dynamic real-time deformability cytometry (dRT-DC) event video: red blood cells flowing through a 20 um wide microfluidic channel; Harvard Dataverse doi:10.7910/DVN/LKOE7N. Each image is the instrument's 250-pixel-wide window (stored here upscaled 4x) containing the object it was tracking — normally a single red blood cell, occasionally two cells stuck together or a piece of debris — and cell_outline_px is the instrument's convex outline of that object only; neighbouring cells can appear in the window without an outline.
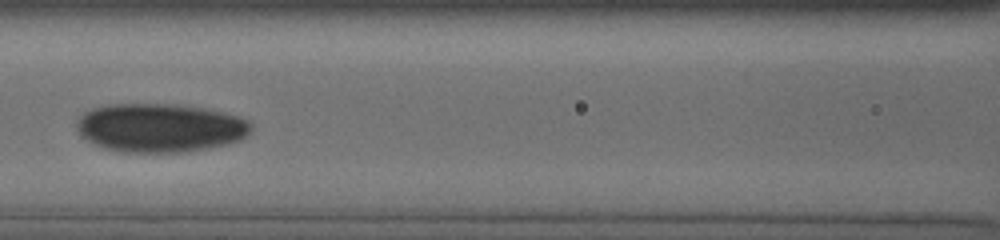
{"species": "human", "species_latin": "Homo sapiens", "temperature_condition": "cold", "stored_images_in_passage": 10, "camera_frame_rate_fps": 3000, "um_per_image_px": 0.085, "donor": {"sex": "male"}, "frame": {"image": 1, "passage_image": 9, "time_ms": 4.333, "image_size_px": [1000, 240], "cell_outline_px": [[252, 128], [240, 140], [228, 144], [208, 148], [184, 152], [124, 152], [104, 148], [92, 144], [80, 136], [76, 128], [76, 120], [84, 112], [96, 108], [112, 104], [164, 104], [204, 108], [236, 116], [248, 120], [252, 124]], "centroid_in_image_um": [13.56, 10.87], "position_along_channel_um": 153.0, "area_um2": 49.36}}